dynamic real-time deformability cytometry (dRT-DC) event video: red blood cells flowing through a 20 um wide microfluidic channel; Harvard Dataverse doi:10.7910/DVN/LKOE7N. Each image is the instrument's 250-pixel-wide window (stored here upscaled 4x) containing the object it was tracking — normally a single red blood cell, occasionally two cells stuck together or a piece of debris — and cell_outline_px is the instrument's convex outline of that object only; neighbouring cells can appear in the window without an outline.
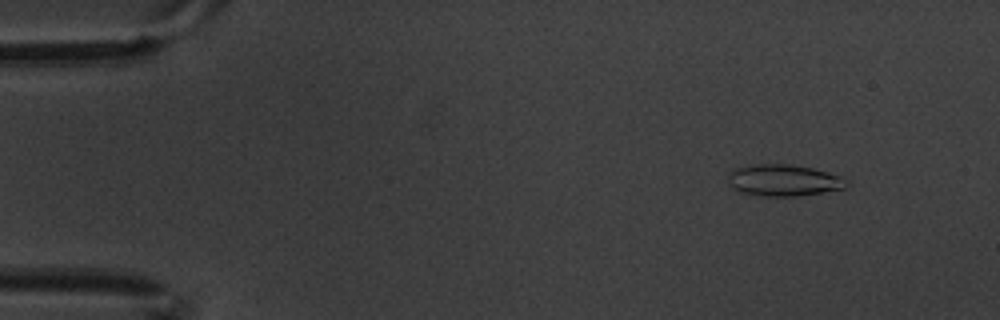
{"species": "common noctule bat (a hibernating species)", "species_latin": "Nyctalus noctula", "temperature_condition": "warm", "stored_images_in_passage": 10, "camera_frame_rate_fps": 3000, "um_per_image_px": 0.085, "animal": {"sex": "male", "body_mass_g": 20.1, "forearm_length_mm": 53.5}, "frame": {"image": 1, "passage_image": 1, "time_ms": 0.0, "image_size_px": [1000, 320], "cell_outline_px": [[848, 188], [796, 196], [764, 196], [740, 192], [732, 188], [728, 180], [728, 172], [736, 168], [752, 164], [788, 164], [812, 168], [828, 172], [840, 176], [848, 180]], "centroid_in_image_um": [66.61, 15.32], "position_along_channel_um": 18.4, "area_um2": 21.91}}
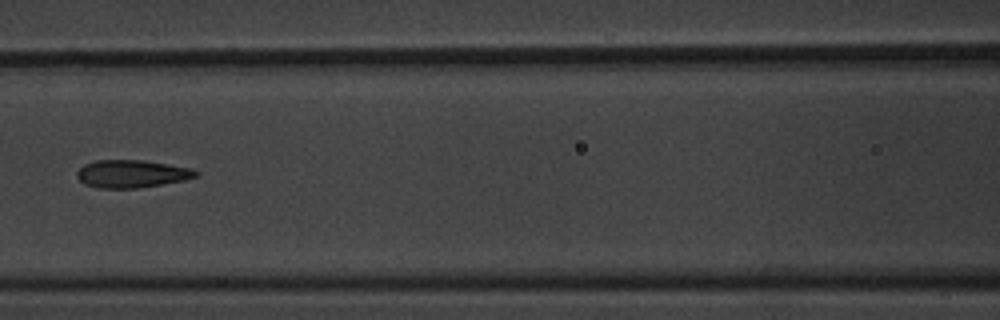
{"frame": {"image": 2, "passage_image": 7, "time_ms": 2.0, "image_size_px": [1000, 320], "cell_outline_px": [[200, 172], [196, 176], [184, 180], [136, 188], [96, 188], [84, 184], [76, 176], [76, 172], [84, 164], [96, 160], [144, 160], [192, 168]], "centroid_in_image_um": [11.17, 14.77], "position_along_channel_um": 155.4, "area_um2": 19.19}}
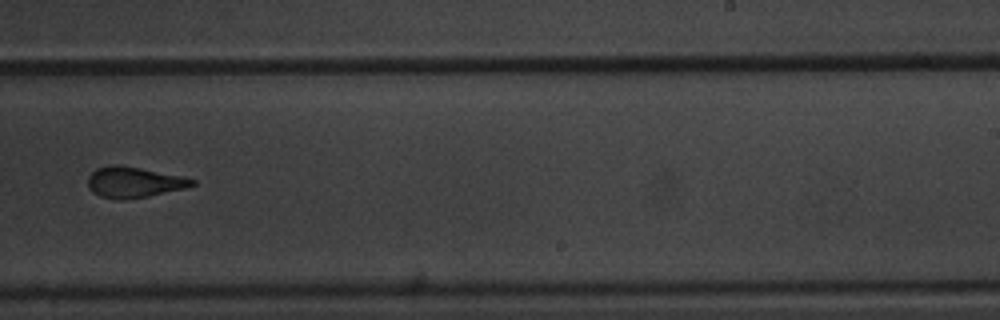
{"frame": {"image": 3, "passage_image": 10, "time_ms": 3.0, "image_size_px": [1000, 320], "cell_outline_px": [[196, 184], [188, 188], [148, 196], [124, 200], [116, 200], [100, 196], [92, 192], [88, 188], [88, 176], [96, 168], [112, 164], [116, 164], [140, 168], [184, 176], [196, 180]], "centroid_in_image_um": [11.39, 15.49], "position_along_channel_um": 277.6, "area_um2": 18.96}}